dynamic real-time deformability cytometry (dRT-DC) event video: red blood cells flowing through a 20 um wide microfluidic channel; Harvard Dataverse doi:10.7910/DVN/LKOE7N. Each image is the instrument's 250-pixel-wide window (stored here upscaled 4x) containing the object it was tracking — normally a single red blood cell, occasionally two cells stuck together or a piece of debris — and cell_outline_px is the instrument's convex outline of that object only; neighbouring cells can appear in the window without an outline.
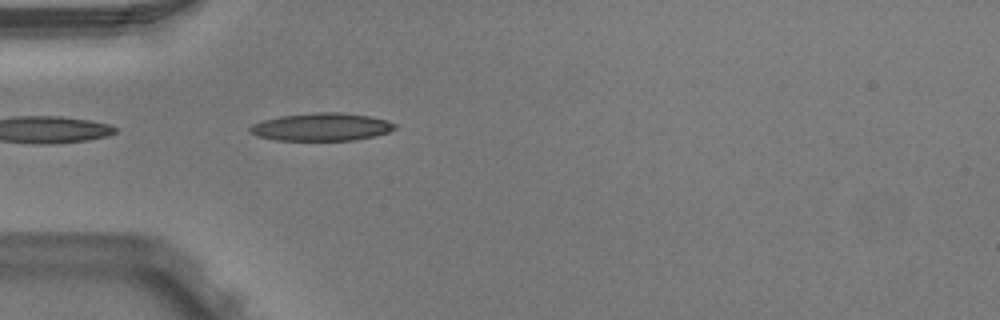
{"species": "Egyptian fruit bat (a non-hibernating species)", "species_latin": "Rousettus aegyptiacus", "temperature_condition": "warm", "stored_images_in_passage": 2, "camera_frame_rate_fps": 3000, "um_per_image_px": 0.085, "animal": {"sex": "male"}, "frame": {"image": 1, "passage_image": 2, "time_ms": 0.333, "image_size_px": [1000, 320], "cell_outline_px": [[396, 128], [388, 132], [376, 136], [352, 140], [276, 140], [256, 136], [248, 132], [248, 128], [252, 124], [260, 120], [280, 116], [312, 112], [340, 112], [368, 116], [384, 120], [396, 124]], "centroid_in_image_um": [27.26, 10.79], "position_along_channel_um": 57.7, "area_um2": 23.58}}